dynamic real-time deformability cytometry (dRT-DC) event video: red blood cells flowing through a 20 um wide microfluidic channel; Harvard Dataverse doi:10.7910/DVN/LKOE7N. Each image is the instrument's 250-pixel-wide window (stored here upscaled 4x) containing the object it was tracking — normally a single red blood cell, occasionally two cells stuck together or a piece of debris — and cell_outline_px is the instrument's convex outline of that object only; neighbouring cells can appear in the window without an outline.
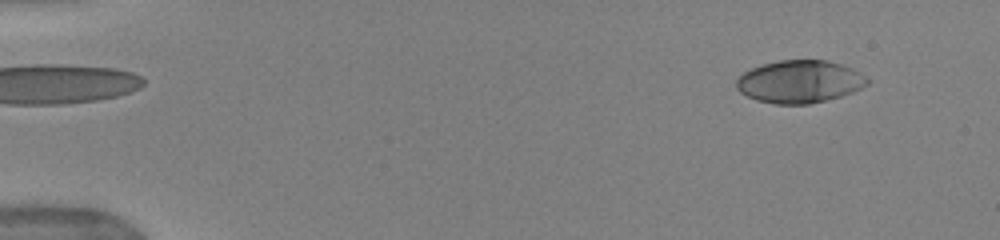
{"species": "human", "species_latin": "Homo sapiens", "temperature_condition": "warm", "stored_images_in_passage": 48, "camera_frame_rate_fps": 3000, "um_per_image_px": 0.085, "donor": {"sex": "female"}, "frame": {"image": 1, "passage_image": 1, "time_ms": 0.0, "image_size_px": [1000, 240], "cell_outline_px": [[872, 80], [868, 84], [852, 92], [840, 96], [808, 104], [776, 104], [756, 100], [740, 92], [736, 88], [736, 80], [744, 72], [752, 68], [764, 64], [780, 60], [828, 60], [852, 68]], "centroid_in_image_um": [67.98, 6.93], "position_along_channel_um": 17.0, "area_um2": 32.37}}
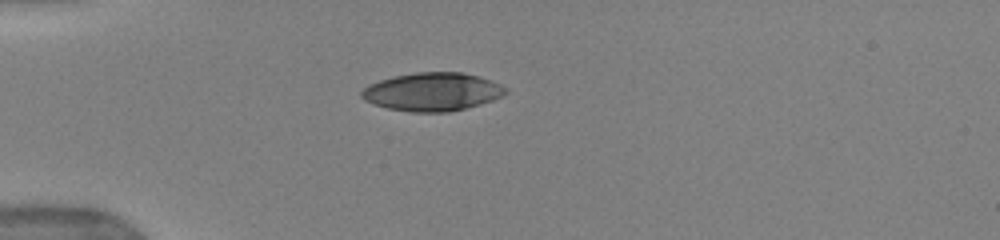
{"frame": {"image": 2, "passage_image": 11, "time_ms": 3.333, "image_size_px": [1000, 240], "cell_outline_px": [[508, 92], [492, 100], [464, 108], [448, 112], [412, 112], [388, 108], [364, 100], [360, 96], [360, 92], [368, 84], [392, 76], [416, 72], [460, 72], [480, 76], [492, 80], [508, 88]], "centroid_in_image_um": [36.74, 7.79], "position_along_channel_um": 48.3, "area_um2": 32.08}}
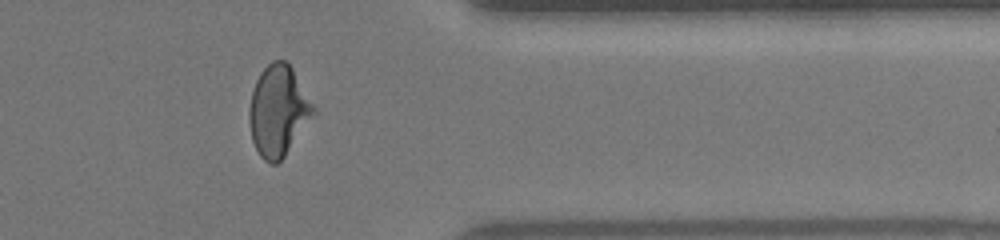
{"frame": {"image": 3, "passage_image": 39, "time_ms": 12.667, "image_size_px": [1000, 240], "cell_outline_px": [[316, 112], [284, 156], [276, 164], [272, 164], [264, 160], [260, 156], [252, 140], [248, 120], [248, 112], [252, 92], [256, 80], [260, 72], [272, 60], [284, 60], [292, 68], [316, 108]], "centroid_in_image_um": [23.64, 9.41], "position_along_channel_um": 387.8, "area_um2": 33.7}, "authors_computed_cell_mechanics": {"area_um2": 32.3969, "velocity_mm_per_s": 3.9761, "shape_relaxation_time_tau1_ms": 7.4986, "shape_relaxation_time_tau2_ms": 0.855, "deformation_change_tau1": 0.2857, "deformation_change_tau2": 0.057}}